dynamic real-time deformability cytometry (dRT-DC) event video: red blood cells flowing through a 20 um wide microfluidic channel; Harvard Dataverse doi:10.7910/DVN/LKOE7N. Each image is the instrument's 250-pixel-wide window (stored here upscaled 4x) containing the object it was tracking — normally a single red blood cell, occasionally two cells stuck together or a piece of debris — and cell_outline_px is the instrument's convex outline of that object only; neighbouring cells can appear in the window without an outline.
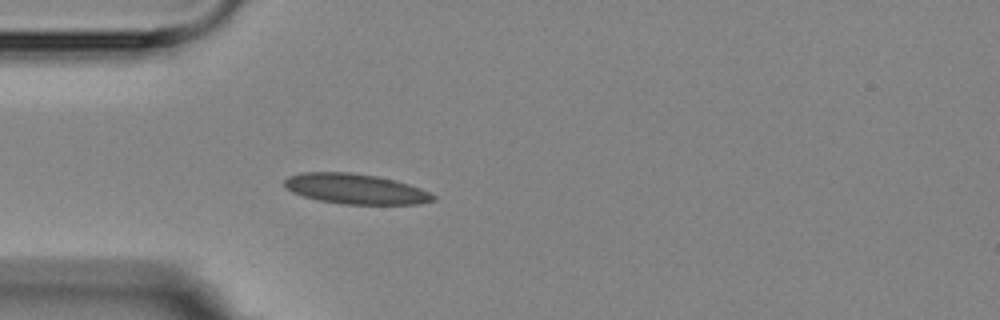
{"species": "Egyptian fruit bat (a non-hibernating species)", "species_latin": "Rousettus aegyptiacus", "temperature_condition": "room temperature", "stored_images_in_passage": 5, "camera_frame_rate_fps": 3000, "um_per_image_px": 0.085, "animal": {"sex": "female"}, "frame": {"image": 1, "passage_image": 5, "time_ms": 4.667, "image_size_px": [1000, 320], "cell_outline_px": [[436, 200], [420, 204], [344, 204], [320, 200], [304, 196], [292, 192], [284, 188], [284, 180], [288, 176], [300, 172], [348, 172], [376, 176], [396, 180], [420, 188], [436, 196]], "centroid_in_image_um": [30.21, 16.05], "position_along_channel_um": 54.8, "area_um2": 26.18}}